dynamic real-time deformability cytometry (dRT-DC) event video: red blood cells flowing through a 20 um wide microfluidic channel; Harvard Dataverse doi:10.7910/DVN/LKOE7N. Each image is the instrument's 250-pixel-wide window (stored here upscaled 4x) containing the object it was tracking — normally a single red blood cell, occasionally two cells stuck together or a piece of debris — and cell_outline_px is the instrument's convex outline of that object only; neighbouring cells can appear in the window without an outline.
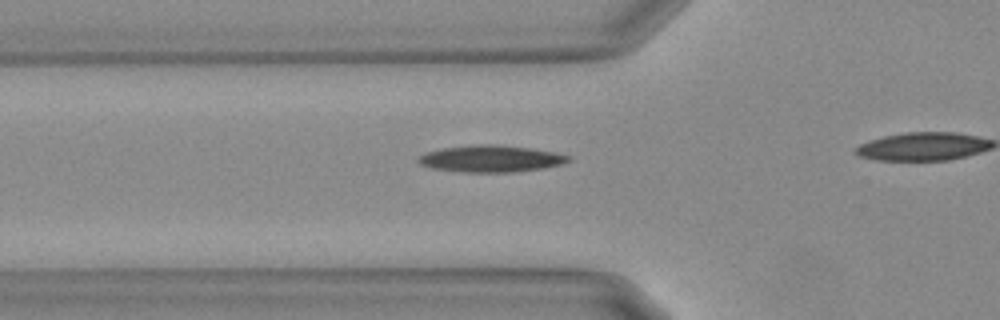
{"species": "Egyptian fruit bat (a non-hibernating species)", "species_latin": "Rousettus aegyptiacus", "temperature_condition": "warm", "stored_images_in_passage": 38, "camera_frame_rate_fps": 3000, "um_per_image_px": 0.085, "animal": {"sex": "female"}, "frame": {"image": 1, "passage_image": 5, "time_ms": 1.333, "image_size_px": [1000, 320], "cell_outline_px": [[572, 160], [560, 164], [544, 168], [512, 172], [464, 172], [432, 168], [420, 164], [416, 160], [424, 152], [444, 148], [476, 144], [496, 144], [532, 148], [572, 156]], "centroid_in_image_um": [41.73, 13.48], "position_along_channel_um": 84.1, "area_um2": 23.41}, "authors_computed_cell_mechanics": {"area_um2": 21.964, "velocity_mm_per_s": 3.7192, "shape_relaxation_time_tau1_ms": 5.2454, "shape_relaxation_time_tau2_ms": 9.5966, "deformation_change_tau1": 0.1817, "deformation_change_tau2": 0.2127}}